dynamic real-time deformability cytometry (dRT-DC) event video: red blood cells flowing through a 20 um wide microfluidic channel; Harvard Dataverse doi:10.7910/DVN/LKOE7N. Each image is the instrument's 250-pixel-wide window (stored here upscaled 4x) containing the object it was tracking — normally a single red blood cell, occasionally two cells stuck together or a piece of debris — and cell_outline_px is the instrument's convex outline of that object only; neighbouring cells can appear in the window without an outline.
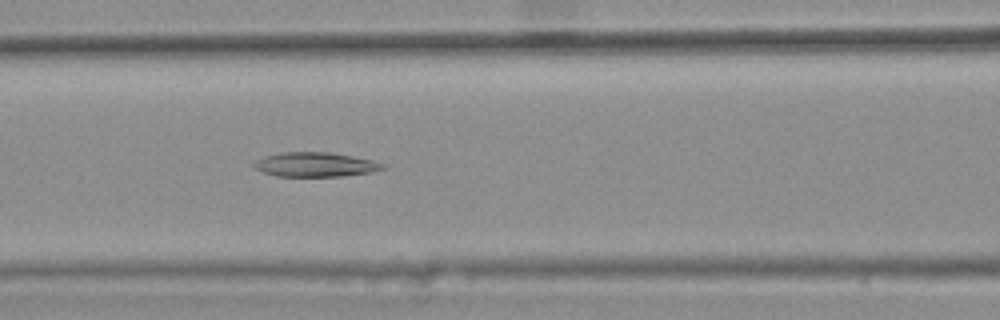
{"species": "common noctule bat (a hibernating species)", "species_latin": "Nyctalus noctula", "temperature_condition": "warm", "stored_images_in_passage": 45, "segment_of_instrument_passage": [2, 2], "camera_frame_rate_fps": 3000, "um_per_image_px": 0.085, "animal": {"sex": "female", "body_mass_g": 25.1}, "frame": {"image": 1, "passage_image": 22, "time_ms": 7.0, "image_size_px": [1000, 320], "cell_outline_px": [[384, 168], [372, 172], [344, 176], [276, 176], [252, 168], [252, 164], [256, 160], [264, 156], [280, 152], [328, 152], [352, 156], [372, 160], [384, 164]], "centroid_in_image_um": [26.75, 13.98], "position_along_channel_um": 139.8, "area_um2": 18.32}}
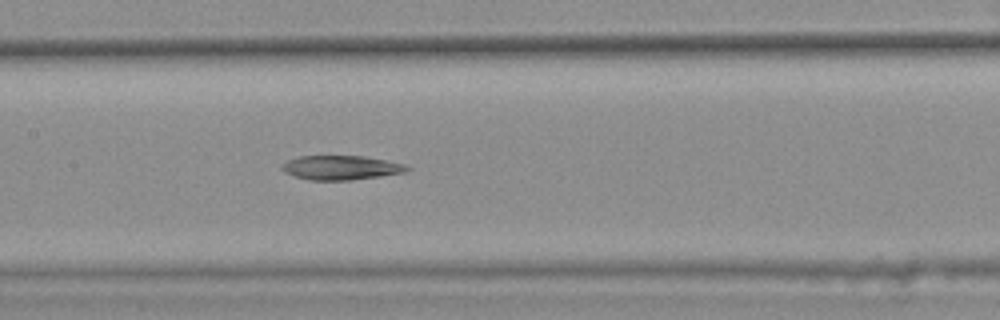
{"frame": {"image": 2, "passage_image": 25, "time_ms": 8.0, "image_size_px": [1000, 320], "cell_outline_px": [[412, 168], [408, 172], [380, 176], [348, 180], [308, 180], [284, 172], [280, 168], [280, 164], [296, 156], [364, 156], [404, 164]], "centroid_in_image_um": [28.96, 14.25], "position_along_channel_um": 178.4, "area_um2": 17.74}}
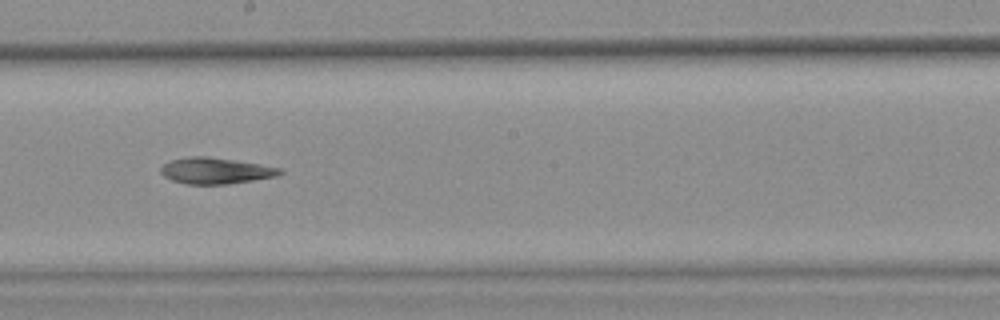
{"frame": {"image": 3, "passage_image": 29, "time_ms": 9.333, "image_size_px": [1000, 320], "cell_outline_px": [[284, 172], [276, 176], [228, 184], [188, 184], [172, 180], [164, 176], [160, 172], [160, 168], [164, 164], [172, 160], [188, 156], [208, 156], [260, 164], [280, 168]], "centroid_in_image_um": [18.31, 14.51], "position_along_channel_um": 229.9, "area_um2": 18.03}}